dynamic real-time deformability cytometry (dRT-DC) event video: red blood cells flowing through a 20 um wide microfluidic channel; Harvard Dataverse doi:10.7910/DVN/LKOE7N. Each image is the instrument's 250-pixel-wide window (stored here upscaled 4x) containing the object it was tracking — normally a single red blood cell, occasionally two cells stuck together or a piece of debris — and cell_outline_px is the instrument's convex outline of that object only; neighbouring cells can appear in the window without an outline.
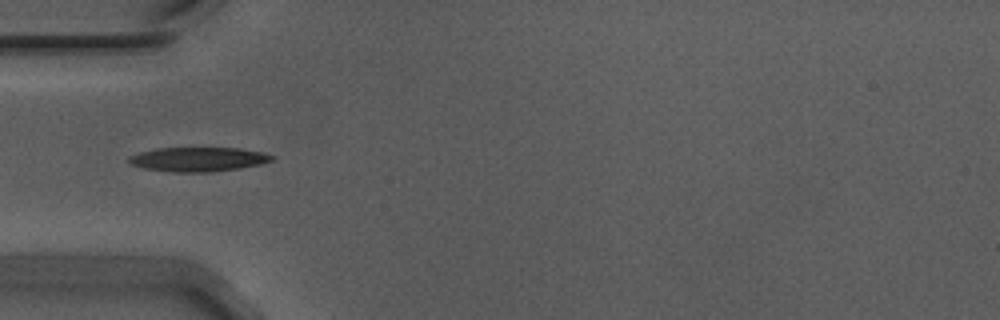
{"species": "Egyptian fruit bat (a non-hibernating species)", "species_latin": "Rousettus aegyptiacus", "temperature_condition": "warm", "stored_images_in_passage": 16, "camera_frame_rate_fps": 3000, "um_per_image_px": 0.085, "animal": {"sex": "male"}, "frame": {"image": 1, "passage_image": 1, "time_ms": 0.0, "image_size_px": [1000, 320], "cell_outline_px": [[276, 156], [272, 160], [260, 164], [240, 168], [208, 172], [172, 172], [144, 168], [128, 164], [128, 156], [140, 152], [156, 148], [240, 148], [264, 152]], "centroid_in_image_um": [16.84, 13.53], "position_along_channel_um": 68.2, "area_um2": 20.35}}
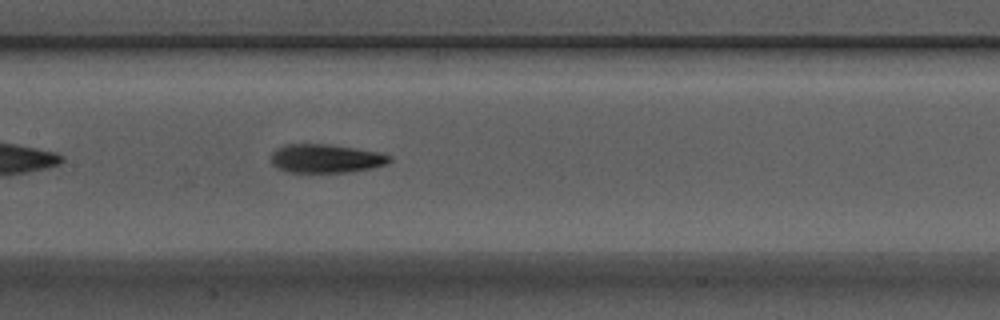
{"frame": {"image": 2, "passage_image": 10, "time_ms": 3.0, "image_size_px": [1000, 320], "cell_outline_px": [[392, 160], [388, 164], [372, 168], [348, 172], [284, 172], [272, 164], [272, 152], [276, 148], [284, 144], [328, 144], [376, 152], [392, 156]], "centroid_in_image_um": [27.68, 13.48], "position_along_channel_um": 179.7, "area_um2": 19.77}}
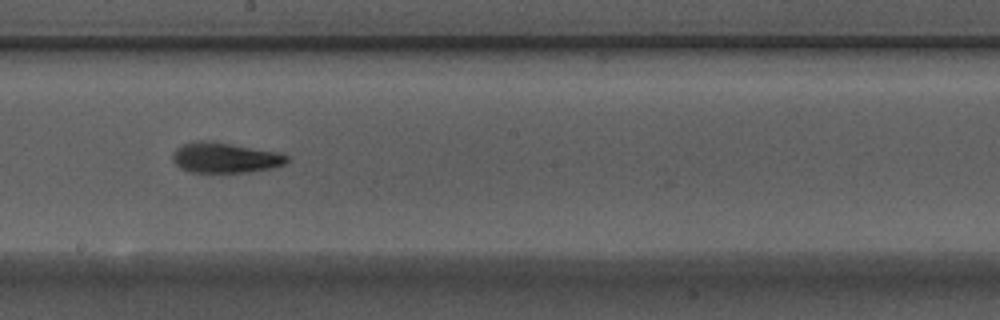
{"frame": {"image": 3, "passage_image": 14, "time_ms": 4.333, "image_size_px": [1000, 320], "cell_outline_px": [[288, 160], [284, 164], [272, 168], [244, 172], [192, 172], [180, 168], [172, 160], [172, 152], [180, 144], [192, 140], [208, 140], [280, 152], [288, 156]], "centroid_in_image_um": [19.08, 13.38], "position_along_channel_um": 229.1, "area_um2": 20.4}}